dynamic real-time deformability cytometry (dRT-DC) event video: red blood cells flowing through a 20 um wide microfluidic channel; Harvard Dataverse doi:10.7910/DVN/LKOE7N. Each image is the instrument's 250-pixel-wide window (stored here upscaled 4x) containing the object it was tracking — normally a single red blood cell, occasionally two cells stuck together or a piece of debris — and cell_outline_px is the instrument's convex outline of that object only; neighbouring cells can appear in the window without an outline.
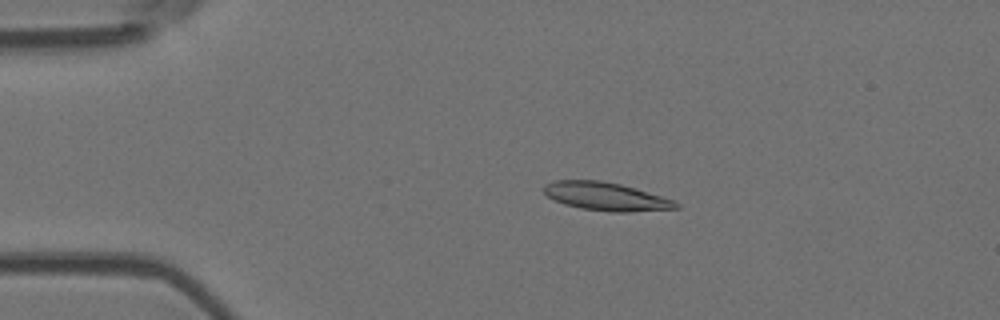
{"species": "Egyptian fruit bat (a non-hibernating species)", "species_latin": "Rousettus aegyptiacus", "temperature_condition": "room temperature", "stored_images_in_passage": 4, "camera_frame_rate_fps": 3000, "um_per_image_px": 0.085, "animal": {"sex": "female"}, "frame": {"image": 1, "passage_image": 3, "time_ms": 0.667, "image_size_px": [1000, 320], "cell_outline_px": [[680, 208], [628, 212], [612, 212], [580, 208], [564, 204], [548, 196], [544, 192], [544, 184], [552, 180], [600, 180], [620, 184], [636, 188], [672, 200], [680, 204]], "centroid_in_image_um": [51.49, 16.69], "position_along_channel_um": 33.5, "area_um2": 21.62}}